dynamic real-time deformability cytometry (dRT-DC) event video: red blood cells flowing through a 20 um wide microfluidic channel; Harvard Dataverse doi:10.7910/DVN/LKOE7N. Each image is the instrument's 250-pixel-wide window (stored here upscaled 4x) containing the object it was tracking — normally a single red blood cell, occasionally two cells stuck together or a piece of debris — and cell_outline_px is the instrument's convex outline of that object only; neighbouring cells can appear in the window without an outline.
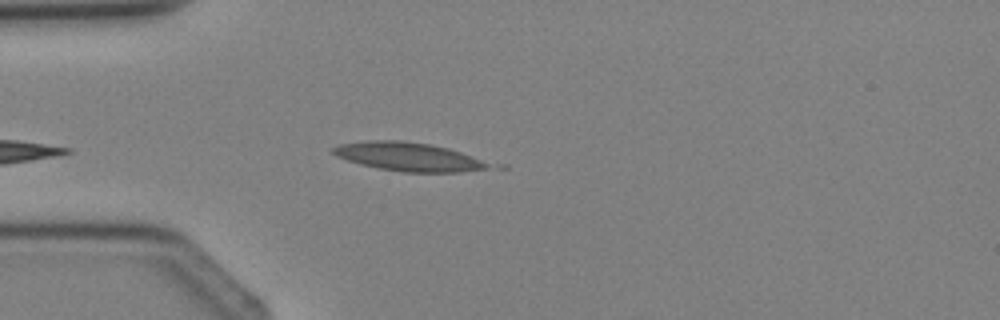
{"species": "Egyptian fruit bat (a non-hibernating species)", "species_latin": "Rousettus aegyptiacus", "temperature_condition": "cold", "stored_images_in_passage": 1, "camera_frame_rate_fps": 3000, "um_per_image_px": 0.085, "animal": {"sex": "female"}, "frame": {"image": 1, "passage_image": 1, "time_ms": 0.0, "image_size_px": [1000, 320], "cell_outline_px": [[488, 168], [460, 172], [404, 172], [380, 168], [360, 164], [336, 156], [332, 152], [332, 148], [340, 144], [368, 140], [400, 140], [428, 144], [448, 148], [460, 152], [480, 160], [488, 164]], "centroid_in_image_um": [34.63, 13.31], "position_along_channel_um": 50.4, "area_um2": 25.37}}